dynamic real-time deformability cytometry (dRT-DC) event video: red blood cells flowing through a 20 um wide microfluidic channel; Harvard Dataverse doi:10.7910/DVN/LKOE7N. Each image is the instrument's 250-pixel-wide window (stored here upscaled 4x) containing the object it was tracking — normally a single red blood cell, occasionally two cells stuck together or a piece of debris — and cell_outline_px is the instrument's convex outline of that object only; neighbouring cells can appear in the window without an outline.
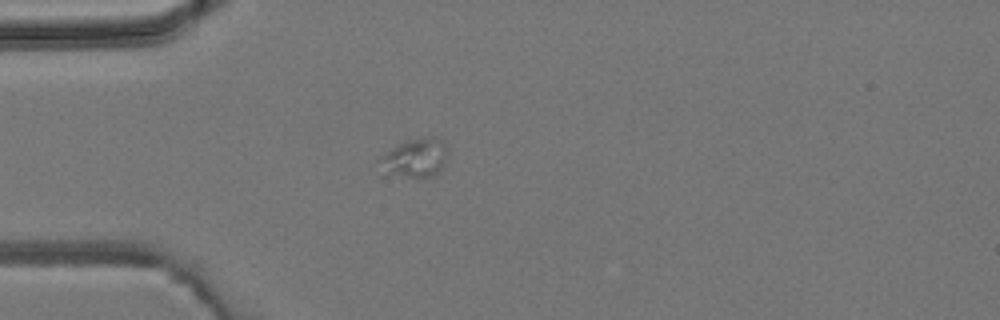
{"species": "common noctule bat (a hibernating species)", "species_latin": "Nyctalus noctula", "temperature_condition": "room temperature", "stored_images_in_passage": 1, "camera_frame_rate_fps": 3000, "um_per_image_px": 0.085, "animal": {"sex": "male", "body_mass_g": 19.2, "forearm_length_mm": 51.8}, "frame": {"image": 1, "passage_image": 1, "time_ms": 0.0, "image_size_px": [1000, 320], "cell_outline_px": [[448, 152], [444, 164], [432, 176], [408, 176], [396, 172], [376, 160], [380, 156], [392, 148], [400, 144], [412, 140], [432, 136], [436, 136], [444, 140], [448, 148]], "centroid_in_image_um": [35.42, 13.34], "position_along_channel_um": 49.6, "area_um2": 14.39}}